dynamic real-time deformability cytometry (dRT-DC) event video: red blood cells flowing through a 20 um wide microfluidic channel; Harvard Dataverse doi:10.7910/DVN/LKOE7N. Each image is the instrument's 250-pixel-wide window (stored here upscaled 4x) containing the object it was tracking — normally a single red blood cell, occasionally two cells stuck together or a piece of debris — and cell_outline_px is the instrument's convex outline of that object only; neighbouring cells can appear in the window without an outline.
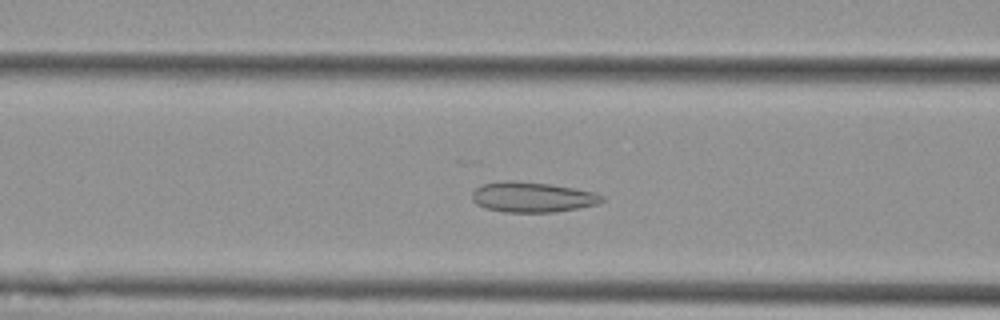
{"species": "Egyptian fruit bat (a non-hibernating species)", "species_latin": "Rousettus aegyptiacus", "temperature_condition": "cold", "stored_images_in_passage": 52, "camera_frame_rate_fps": 3000, "um_per_image_px": 0.085, "animal": {"sex": "female"}, "frame": {"image": 1, "passage_image": 17, "time_ms": 5.333, "image_size_px": [1000, 320], "cell_outline_px": [[604, 200], [600, 204], [580, 208], [556, 212], [504, 212], [484, 208], [476, 204], [472, 200], [472, 192], [476, 188], [484, 184], [504, 180], [512, 180], [552, 184], [596, 192], [604, 196]], "centroid_in_image_um": [45.28, 16.76], "position_along_channel_um": 121.3, "area_um2": 23.24}}
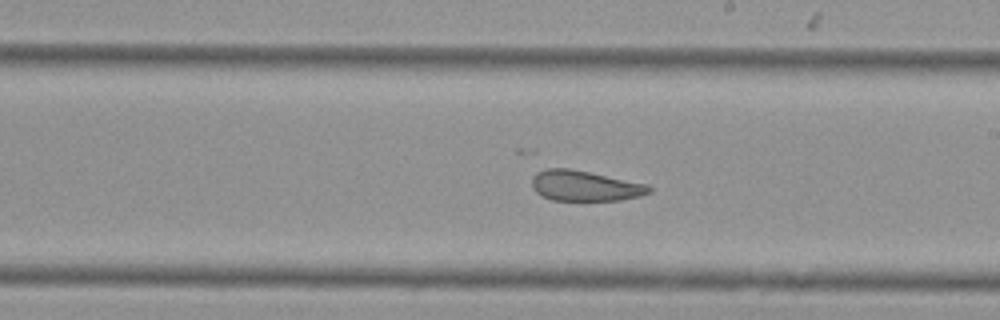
{"frame": {"image": 2, "passage_image": 27, "time_ms": 8.667, "image_size_px": [1000, 320], "cell_outline_px": [[652, 192], [640, 196], [620, 200], [552, 200], [540, 196], [532, 188], [532, 176], [536, 172], [548, 168], [568, 168], [648, 184], [652, 188]], "centroid_in_image_um": [49.7, 15.8], "position_along_channel_um": 239.3, "area_um2": 20.81}}
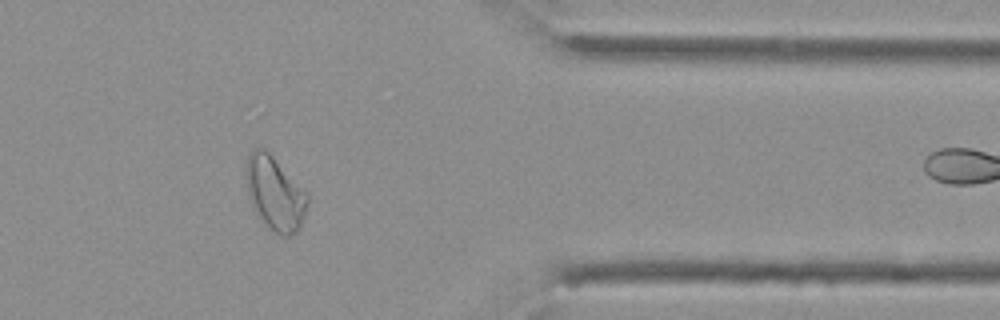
{"frame": {"image": 3, "passage_image": 41, "time_ms": 13.333, "image_size_px": [1000, 320], "cell_outline_px": [[308, 204], [300, 228], [296, 232], [288, 236], [284, 236], [268, 228], [260, 220], [248, 196], [244, 172], [248, 156], [256, 148], [264, 148], [308, 192]], "centroid_in_image_um": [23.36, 16.44], "position_along_channel_um": 388.0, "area_um2": 26.47}, "authors_computed_cell_mechanics": {"area_um2": 25.4898, "velocity_mm_per_s": 3.5528, "shape_relaxation_time_tau1_ms": null, "shape_relaxation_time_tau2_ms": 1.9241, "deformation_change_tau1": null, "deformation_change_tau2": 0.094}}